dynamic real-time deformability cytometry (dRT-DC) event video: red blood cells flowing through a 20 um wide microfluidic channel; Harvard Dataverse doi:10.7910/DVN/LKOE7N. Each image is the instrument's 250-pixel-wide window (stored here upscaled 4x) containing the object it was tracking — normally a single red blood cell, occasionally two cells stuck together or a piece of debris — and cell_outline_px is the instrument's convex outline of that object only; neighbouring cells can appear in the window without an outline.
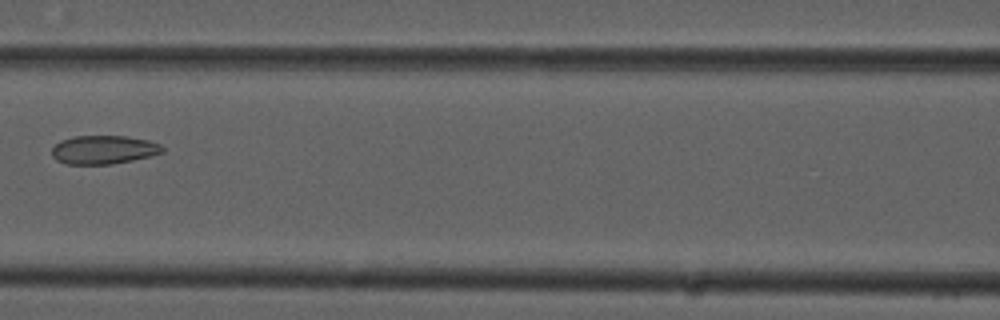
{"species": "common noctule bat (a hibernating species)", "species_latin": "Nyctalus noctula", "temperature_condition": "cold", "stored_images_in_passage": 4, "camera_frame_rate_fps": 3000, "um_per_image_px": 0.085, "animal": {"sex": "male", "forearm_length_mm": 52.5}, "frame": {"image": 1, "passage_image": 4, "time_ms": 1.0, "image_size_px": [1000, 320], "cell_outline_px": [[164, 152], [132, 160], [112, 164], [68, 164], [56, 160], [52, 156], [52, 148], [60, 140], [72, 136], [124, 136], [148, 140], [160, 144], [164, 148]], "centroid_in_image_um": [8.79, 12.72], "position_along_channel_um": 157.8, "area_um2": 18.38}}